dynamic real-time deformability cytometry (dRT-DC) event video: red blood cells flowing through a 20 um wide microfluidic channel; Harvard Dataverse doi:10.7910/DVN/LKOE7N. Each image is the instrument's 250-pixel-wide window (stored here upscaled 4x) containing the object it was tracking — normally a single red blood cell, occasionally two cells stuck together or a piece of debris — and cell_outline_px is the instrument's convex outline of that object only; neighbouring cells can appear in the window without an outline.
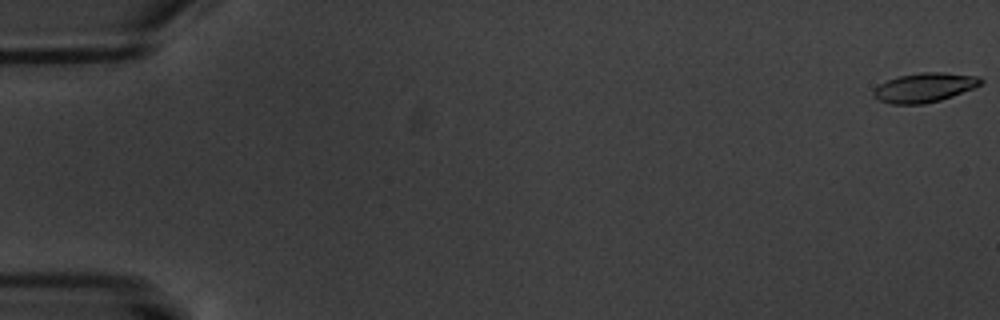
{"species": "common noctule bat (a hibernating species)", "species_latin": "Nyctalus noctula", "temperature_condition": "warm", "stored_images_in_passage": 6, "camera_frame_rate_fps": 3000, "um_per_image_px": 0.085, "animal": {"sex": "male", "body_mass_g": 20.1, "forearm_length_mm": 53.5}, "frame": {"image": 1, "passage_image": 1, "time_ms": 0.0, "image_size_px": [1000, 320], "cell_outline_px": [[984, 84], [952, 96], [940, 100], [924, 104], [892, 104], [880, 100], [872, 96], [872, 92], [880, 84], [896, 76], [920, 72], [944, 72], [980, 76], [984, 80]], "centroid_in_image_um": [78.62, 7.43], "position_along_channel_um": 6.4, "area_um2": 18.5}}
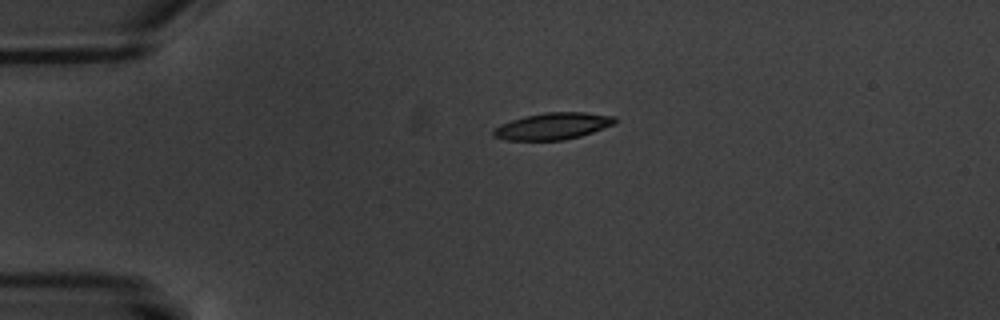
{"frame": {"image": 2, "passage_image": 5, "time_ms": 4.667, "image_size_px": [1000, 320], "cell_outline_px": [[616, 120], [612, 124], [592, 132], [580, 136], [564, 140], [504, 140], [492, 136], [492, 132], [500, 124], [524, 116], [544, 112], [584, 112], [616, 116]], "centroid_in_image_um": [46.95, 10.72], "position_along_channel_um": 38.0, "area_um2": 18.84}}